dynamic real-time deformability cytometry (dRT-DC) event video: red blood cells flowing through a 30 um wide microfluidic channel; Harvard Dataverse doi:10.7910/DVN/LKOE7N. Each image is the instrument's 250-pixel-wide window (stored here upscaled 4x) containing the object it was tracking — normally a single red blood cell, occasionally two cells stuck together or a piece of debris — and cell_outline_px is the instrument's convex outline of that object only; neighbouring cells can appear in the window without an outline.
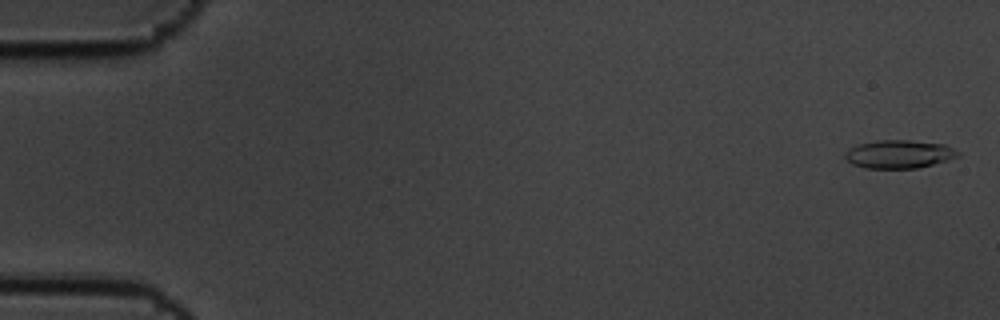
{"species": "common noctule bat (a hibernating species)", "species_latin": "Nyctalus noctula", "temperature_condition": "cold", "stored_images_in_passage": 5, "camera_frame_rate_fps": 3000, "um_per_image_px": 0.085, "animal": {"sex": "male", "body_mass_g": 19.5, "forearm_length_mm": 54.6}, "frame": {"image": 1, "passage_image": 1, "time_ms": 0.0, "image_size_px": [1000, 320], "cell_outline_px": [[960, 156], [948, 160], [916, 168], [864, 168], [852, 164], [844, 156], [844, 152], [848, 148], [860, 144], [876, 140], [908, 140], [944, 144], [960, 152]], "centroid_in_image_um": [76.4, 13.1], "position_along_channel_um": 8.6, "area_um2": 18.55}}
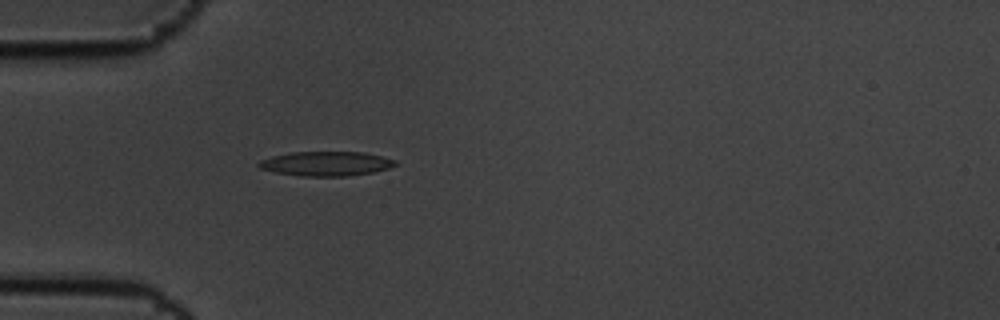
{"frame": {"image": 2, "passage_image": 5, "time_ms": 1.333, "image_size_px": [1000, 320], "cell_outline_px": [[396, 164], [388, 168], [372, 172], [348, 176], [304, 176], [276, 172], [260, 168], [256, 164], [260, 160], [272, 156], [292, 152], [364, 152], [384, 156], [396, 160]], "centroid_in_image_um": [27.73, 13.9], "position_along_channel_um": 57.3, "area_um2": 19.36}}